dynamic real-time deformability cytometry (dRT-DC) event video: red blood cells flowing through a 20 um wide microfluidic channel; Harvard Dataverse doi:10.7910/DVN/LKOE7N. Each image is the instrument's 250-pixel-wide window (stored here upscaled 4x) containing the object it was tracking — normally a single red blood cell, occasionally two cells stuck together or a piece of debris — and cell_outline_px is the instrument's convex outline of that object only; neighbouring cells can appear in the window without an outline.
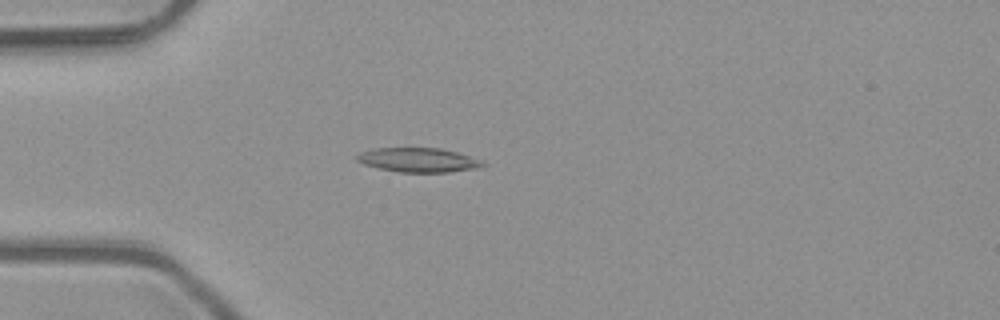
{"species": "common noctule bat (a hibernating species)", "species_latin": "Nyctalus noctula", "temperature_condition": "room temperature", "stored_images_in_passage": 6, "camera_frame_rate_fps": 3000, "um_per_image_px": 0.085, "animal": {"sex": "male", "body_mass_g": 23.1, "forearm_length_mm": 52.7}, "frame": {"image": 1, "passage_image": 5, "time_ms": 1.333, "image_size_px": [1000, 320], "cell_outline_px": [[484, 164], [480, 168], [448, 172], [400, 172], [380, 168], [364, 164], [356, 160], [356, 156], [360, 152], [376, 148], [440, 148], [456, 152], [480, 160]], "centroid_in_image_um": [35.54, 13.6], "position_along_channel_um": 49.5, "area_um2": 17.57}}